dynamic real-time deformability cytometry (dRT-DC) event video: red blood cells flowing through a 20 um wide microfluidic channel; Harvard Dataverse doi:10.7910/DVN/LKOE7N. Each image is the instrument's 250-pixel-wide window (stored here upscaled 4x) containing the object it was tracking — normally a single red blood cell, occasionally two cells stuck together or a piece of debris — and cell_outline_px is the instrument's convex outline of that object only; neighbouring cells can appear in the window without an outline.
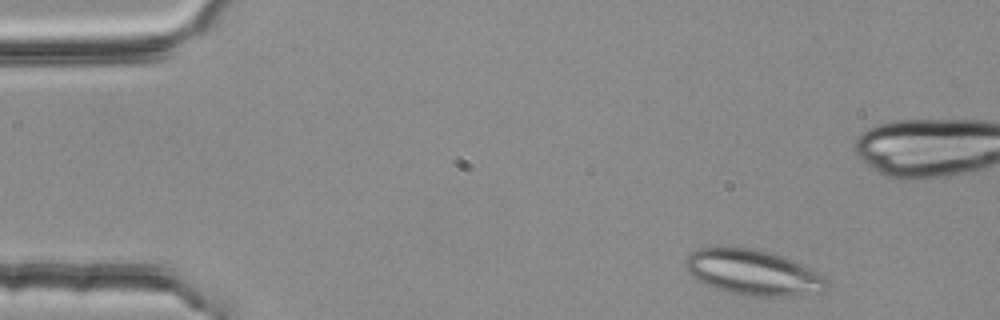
{"species": "common noctule bat (a hibernating species)", "species_latin": "Nyctalus noctula", "temperature_condition": "room temperature", "stored_images_in_passage": 4, "camera_frame_rate_fps": 3000, "um_per_image_px": 0.085, "animal": {"sex": "female", "body_mass_g": 25.1}, "frame": {"image": 1, "passage_image": 1, "time_ms": 0.0, "image_size_px": [1000, 320], "cell_outline_px": [[828, 288], [824, 292], [796, 296], [748, 296], [712, 288], [696, 280], [688, 272], [684, 264], [684, 260], [692, 252], [700, 248], [752, 248], [768, 252], [792, 260], [824, 276], [828, 280]], "centroid_in_image_um": [64.01, 23.19], "position_along_channel_um": 21.0, "area_um2": 37.28}}